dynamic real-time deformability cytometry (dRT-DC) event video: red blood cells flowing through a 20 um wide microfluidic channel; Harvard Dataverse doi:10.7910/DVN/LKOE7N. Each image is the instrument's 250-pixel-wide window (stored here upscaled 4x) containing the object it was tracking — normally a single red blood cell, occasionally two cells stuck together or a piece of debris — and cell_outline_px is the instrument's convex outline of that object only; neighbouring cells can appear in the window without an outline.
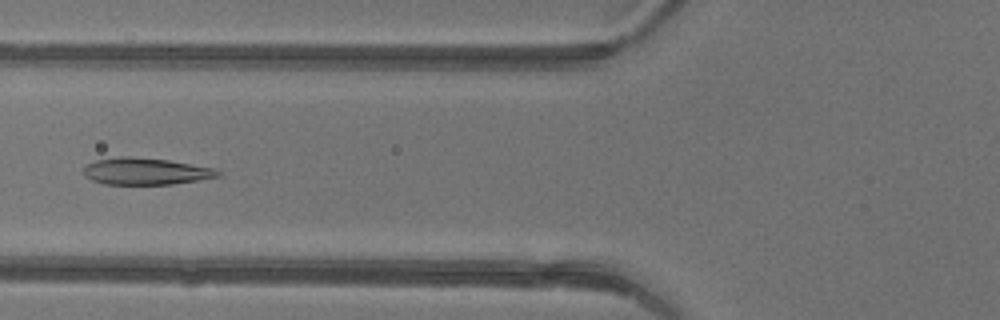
{"species": "common noctule bat (a hibernating species)", "species_latin": "Nyctalus noctula", "temperature_condition": "warm", "stored_images_in_passage": 28, "camera_frame_rate_fps": 3000, "um_per_image_px": 0.085, "animal": {"sex": "female"}, "frame": {"image": 1, "passage_image": 6, "time_ms": 1.667, "image_size_px": [1000, 320], "cell_outline_px": [[220, 176], [200, 180], [172, 184], [104, 184], [92, 180], [84, 176], [84, 168], [88, 164], [96, 160], [120, 156], [128, 156], [168, 160], [216, 168], [220, 172]], "centroid_in_image_um": [12.4, 14.56], "position_along_channel_um": 113.4, "area_um2": 20.98}}
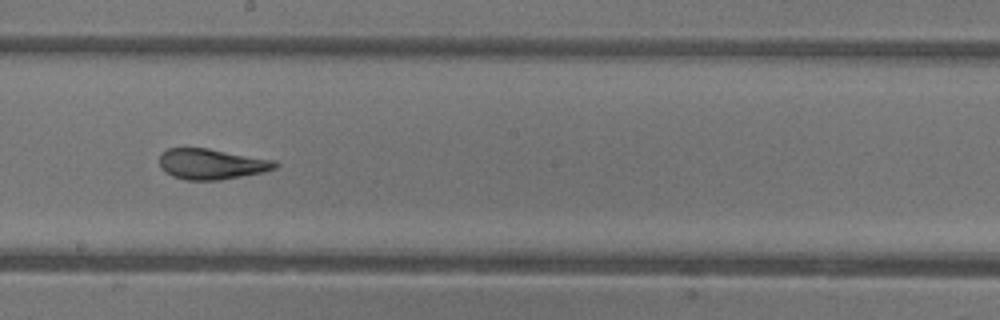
{"frame": {"image": 2, "passage_image": 14, "time_ms": 4.333, "image_size_px": [1000, 320], "cell_outline_px": [[280, 164], [276, 168], [264, 172], [220, 180], [184, 180], [172, 176], [164, 172], [160, 168], [160, 156], [168, 148], [208, 148], [276, 160]], "centroid_in_image_um": [18.0, 13.95], "position_along_channel_um": 230.2, "area_um2": 20.81}}
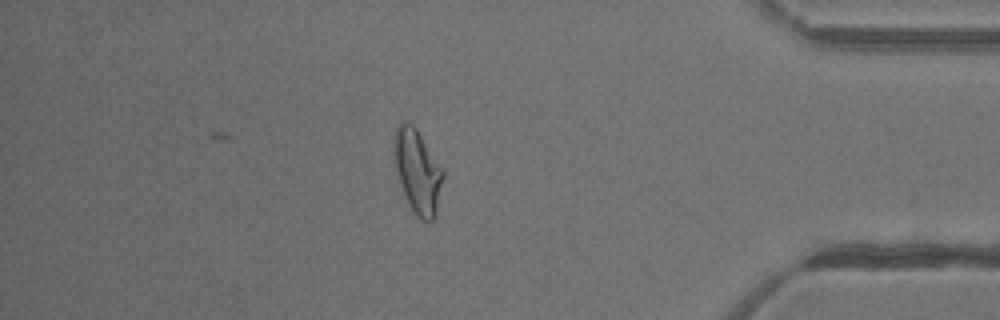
{"frame": {"image": 3, "passage_image": 28, "time_ms": 9.0, "image_size_px": [1000, 320], "cell_outline_px": [[444, 176], [436, 216], [432, 220], [424, 220], [416, 216], [408, 204], [404, 196], [400, 184], [396, 168], [396, 128], [404, 120], [412, 124], [416, 128], [444, 168]], "centroid_in_image_um": [35.55, 14.61], "position_along_channel_um": 399.6, "area_um2": 23.64}, "authors_computed_cell_mechanics": {"area_um2": 20.9814, "velocity_mm_per_s": 4.3743, "shape_relaxation_time_tau1_ms": null, "shape_relaxation_time_tau2_ms": 1.0752, "deformation_change_tau1": null, "deformation_change_tau2": 0.0688}}